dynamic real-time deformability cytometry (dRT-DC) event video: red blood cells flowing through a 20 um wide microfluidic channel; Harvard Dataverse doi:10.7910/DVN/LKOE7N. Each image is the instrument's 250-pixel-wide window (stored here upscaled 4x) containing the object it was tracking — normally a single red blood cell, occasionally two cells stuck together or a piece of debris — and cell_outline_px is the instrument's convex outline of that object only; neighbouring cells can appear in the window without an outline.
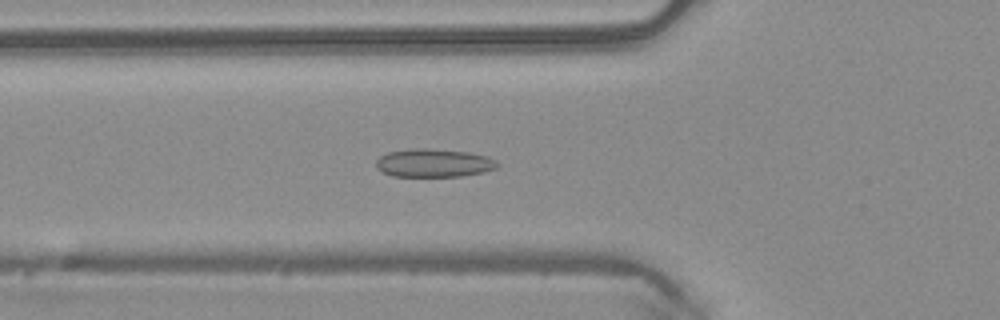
{"species": "common noctule bat (a hibernating species)", "species_latin": "Nyctalus noctula", "temperature_condition": "warm", "stored_images_in_passage": 38, "camera_frame_rate_fps": 3000, "um_per_image_px": 0.085, "animal": {"sex": "male", "body_mass_g": 20.4}, "frame": {"image": 1, "passage_image": 6, "time_ms": 1.667, "image_size_px": [1000, 320], "cell_outline_px": [[500, 164], [496, 168], [484, 172], [460, 176], [392, 176], [376, 168], [376, 160], [380, 156], [388, 152], [412, 148], [428, 148], [468, 152], [484, 156], [496, 160]], "centroid_in_image_um": [36.86, 13.85], "position_along_channel_um": 88.9, "area_um2": 19.94}}
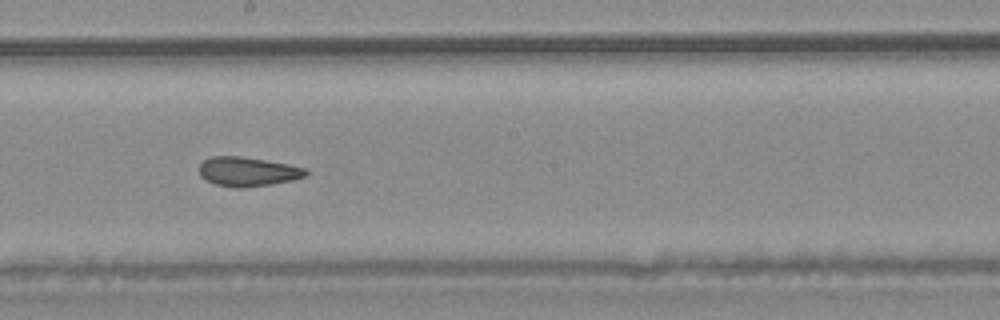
{"frame": {"image": 2, "passage_image": 16, "time_ms": 5.0, "image_size_px": [1000, 320], "cell_outline_px": [[308, 172], [304, 176], [292, 180], [272, 184], [240, 188], [236, 188], [216, 184], [200, 176], [200, 164], [204, 160], [212, 156], [240, 156], [288, 164], [304, 168]], "centroid_in_image_um": [21.04, 14.58], "position_along_channel_um": 227.2, "area_um2": 17.92}}
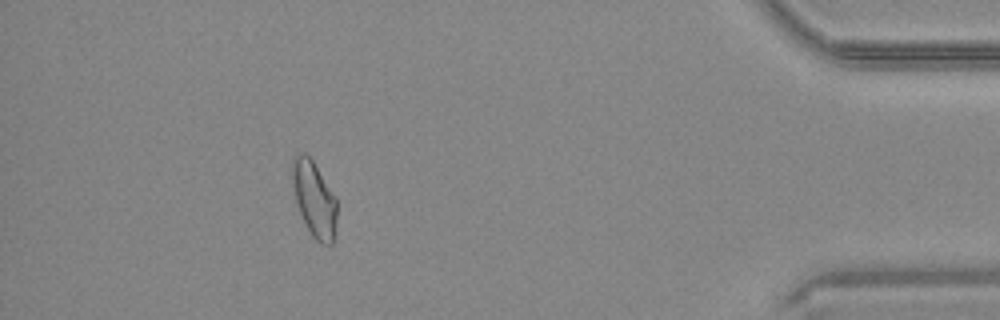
{"frame": {"image": 3, "passage_image": 33, "time_ms": 10.667, "image_size_px": [1000, 320], "cell_outline_px": [[336, 224], [332, 244], [320, 244], [312, 236], [296, 204], [292, 180], [292, 156], [296, 152], [304, 152], [312, 160], [336, 196]], "centroid_in_image_um": [26.7, 16.88], "position_along_channel_um": 408.5, "area_um2": 19.65}, "authors_computed_cell_mechanics": {"area_um2": 18.8717, "velocity_mm_per_s": 4.1274, "shape_relaxation_time_tau1_ms": null, "shape_relaxation_time_tau2_ms": 1.5852, "deformation_change_tau1": null, "deformation_change_tau2": 0.0679}}